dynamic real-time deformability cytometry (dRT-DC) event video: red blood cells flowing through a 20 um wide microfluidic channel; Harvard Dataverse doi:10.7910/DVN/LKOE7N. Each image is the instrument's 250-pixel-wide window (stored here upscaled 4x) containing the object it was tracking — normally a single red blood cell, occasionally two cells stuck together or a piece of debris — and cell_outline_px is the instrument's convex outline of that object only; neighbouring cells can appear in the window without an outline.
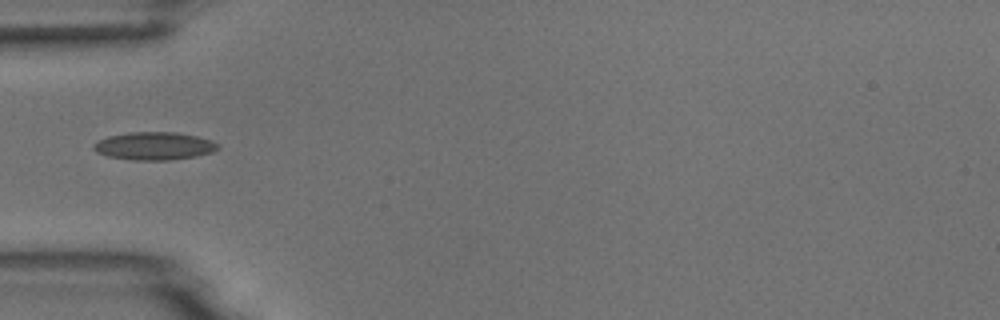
{"species": "common noctule bat (a hibernating species)", "species_latin": "Nyctalus noctula", "temperature_condition": "room temperature", "stored_images_in_passage": 5, "camera_frame_rate_fps": 3000, "um_per_image_px": 0.085, "animal": {"sex": "male", "body_mass_g": 18.8}, "frame": {"image": 1, "passage_image": 5, "time_ms": 5.0, "image_size_px": [1000, 320], "cell_outline_px": [[220, 148], [212, 152], [196, 156], [168, 160], [132, 160], [108, 156], [96, 152], [92, 148], [92, 144], [108, 136], [132, 132], [176, 132], [196, 136], [212, 140], [220, 144]], "centroid_in_image_um": [13.12, 12.41], "position_along_channel_um": 71.9, "area_um2": 20.23}}